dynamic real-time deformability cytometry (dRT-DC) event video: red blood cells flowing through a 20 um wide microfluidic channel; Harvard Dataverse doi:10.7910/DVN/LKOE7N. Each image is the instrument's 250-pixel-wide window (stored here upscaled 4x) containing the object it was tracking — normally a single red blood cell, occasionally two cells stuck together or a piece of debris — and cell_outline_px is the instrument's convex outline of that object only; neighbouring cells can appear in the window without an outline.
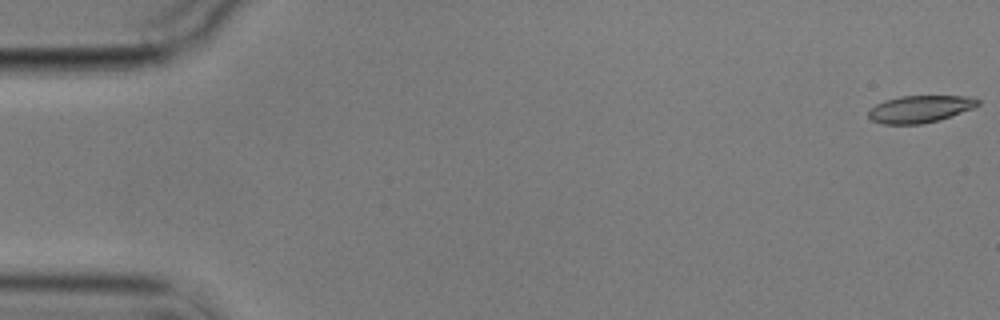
{"species": "common noctule bat (a hibernating species)", "species_latin": "Nyctalus noctula", "temperature_condition": "cold", "stored_images_in_passage": 10, "camera_frame_rate_fps": 3000, "um_per_image_px": 0.085, "animal": {"sex": "male", "body_mass_g": 17.9}, "frame": {"image": 1, "passage_image": 1, "time_ms": 0.0, "image_size_px": [1000, 320], "cell_outline_px": [[980, 104], [972, 108], [940, 120], [920, 124], [884, 124], [872, 120], [868, 116], [868, 108], [884, 100], [900, 96], [968, 96], [980, 100]], "centroid_in_image_um": [78.17, 9.26], "position_along_channel_um": 6.8, "area_um2": 17.34}}
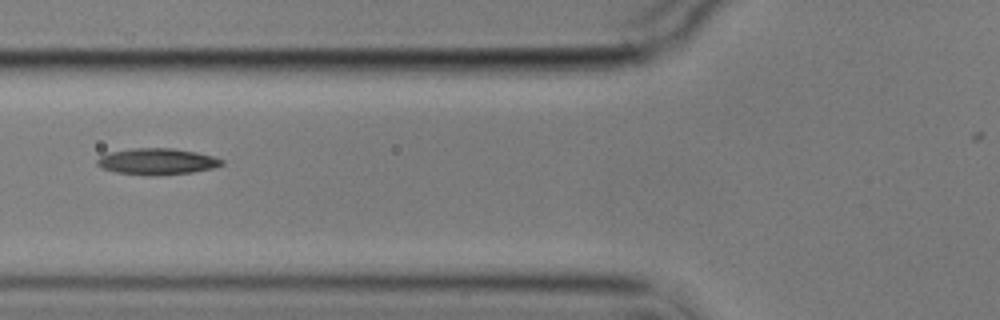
{"frame": {"image": 2, "passage_image": 7, "time_ms": 7.0, "image_size_px": [1000, 320], "cell_outline_px": [[224, 164], [212, 168], [192, 172], [156, 176], [148, 176], [116, 172], [100, 168], [96, 164], [96, 160], [100, 156], [108, 152], [132, 148], [172, 148], [196, 152], [212, 156], [224, 160]], "centroid_in_image_um": [13.3, 13.73], "position_along_channel_um": 112.5, "area_um2": 19.31}}
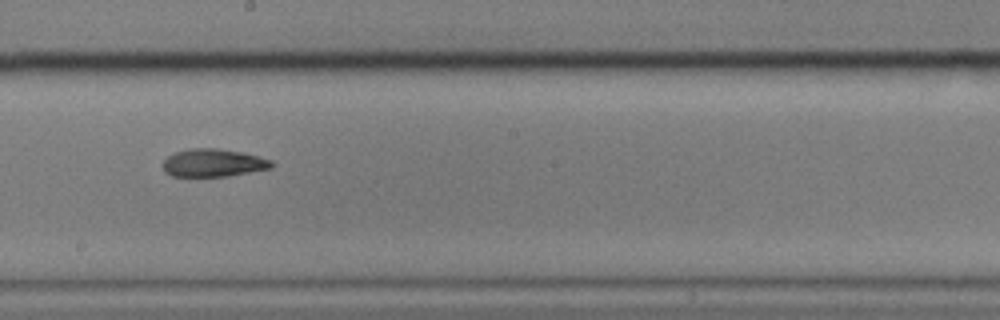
{"frame": {"image": 3, "passage_image": 10, "time_ms": 10.333, "image_size_px": [1000, 320], "cell_outline_px": [[276, 164], [272, 168], [228, 176], [172, 176], [164, 172], [164, 160], [168, 156], [176, 152], [188, 148], [216, 148], [244, 152], [272, 160]], "centroid_in_image_um": [18.17, 13.84], "position_along_channel_um": 230.0, "area_um2": 17.74}}